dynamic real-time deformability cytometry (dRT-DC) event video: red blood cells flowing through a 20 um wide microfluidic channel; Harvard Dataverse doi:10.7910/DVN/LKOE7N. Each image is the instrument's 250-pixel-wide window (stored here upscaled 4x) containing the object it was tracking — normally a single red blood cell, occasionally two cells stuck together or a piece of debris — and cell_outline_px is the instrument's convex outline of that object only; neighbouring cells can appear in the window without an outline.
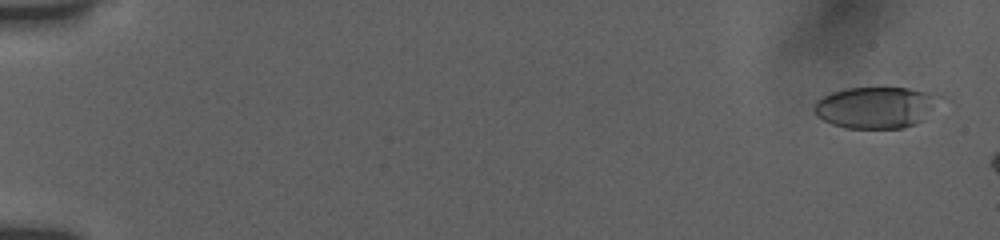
{"species": "human", "species_latin": "Homo sapiens", "temperature_condition": "room temperature", "stored_images_in_passage": 12, "camera_frame_rate_fps": 3000, "um_per_image_px": 0.085, "donor": {"sex": "female"}, "frame": {"image": 1, "passage_image": 2, "time_ms": 0.333, "image_size_px": [1000, 240], "cell_outline_px": [[944, 96], [924, 120], [916, 124], [904, 128], [844, 128], [832, 124], [816, 116], [812, 108], [816, 100], [832, 92], [848, 88], [908, 88]], "centroid_in_image_um": [74.45, 9.14], "position_along_channel_um": 10.6, "area_um2": 30.52}}